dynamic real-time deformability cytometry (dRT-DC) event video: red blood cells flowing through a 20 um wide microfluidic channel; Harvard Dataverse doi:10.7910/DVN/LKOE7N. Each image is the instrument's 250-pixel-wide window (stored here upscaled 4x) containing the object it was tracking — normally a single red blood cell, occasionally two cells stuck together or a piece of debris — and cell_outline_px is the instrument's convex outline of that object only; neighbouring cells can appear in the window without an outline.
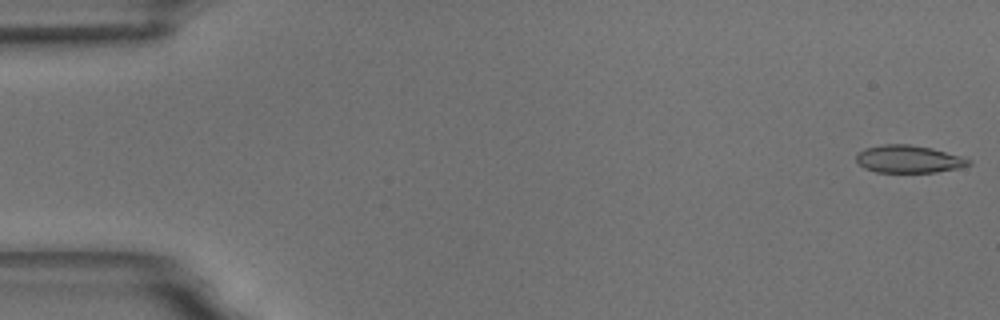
{"species": "common noctule bat (a hibernating species)", "species_latin": "Nyctalus noctula", "temperature_condition": "room temperature", "stored_images_in_passage": 55, "camera_frame_rate_fps": 3000, "um_per_image_px": 0.085, "animal": {"sex": "male", "body_mass_g": 18.8}, "frame": {"image": 1, "passage_image": 1, "time_ms": 0.0, "image_size_px": [1000, 320], "cell_outline_px": [[972, 164], [956, 168], [936, 172], [876, 172], [864, 168], [856, 160], [856, 152], [864, 148], [884, 144], [908, 144], [932, 148], [960, 156], [972, 160]], "centroid_in_image_um": [77.2, 13.52], "position_along_channel_um": 7.8, "area_um2": 18.03}}
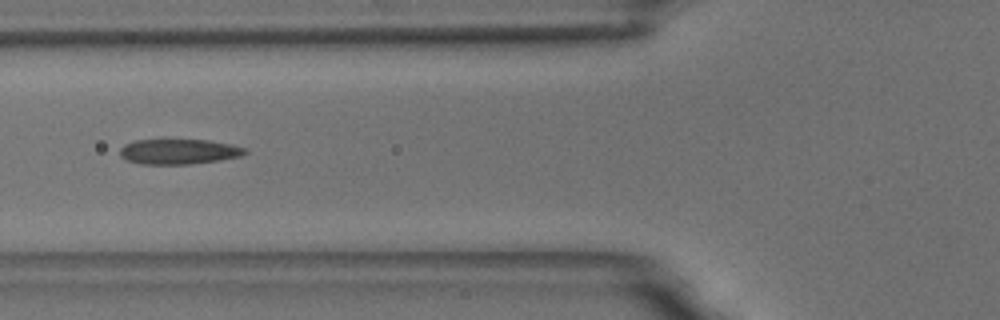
{"frame": {"image": 2, "passage_image": 21, "time_ms": 6.667, "image_size_px": [1000, 320], "cell_outline_px": [[248, 152], [240, 156], [220, 160], [188, 164], [140, 164], [128, 160], [120, 156], [120, 148], [124, 144], [136, 140], [208, 140], [232, 144], [244, 148]], "centroid_in_image_um": [15.19, 12.88], "position_along_channel_um": 110.6, "area_um2": 18.26}}
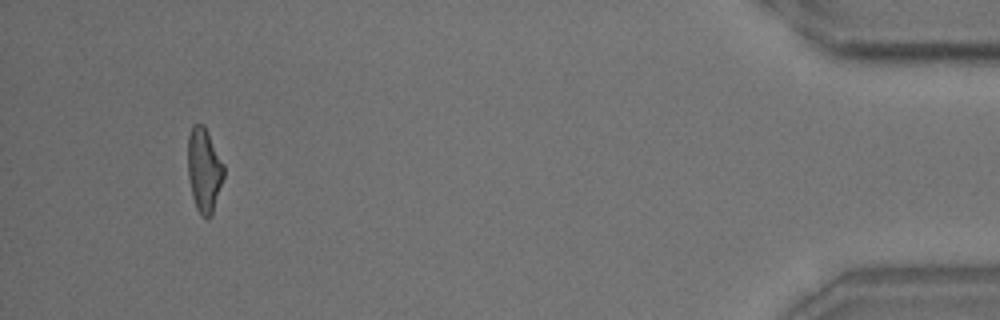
{"frame": {"image": 3, "passage_image": 52, "time_ms": 17.0, "image_size_px": [1000, 320], "cell_outline_px": [[224, 176], [212, 216], [208, 220], [200, 216], [196, 208], [192, 196], [188, 180], [188, 136], [192, 124], [204, 124], [224, 164]], "centroid_in_image_um": [17.34, 14.48], "position_along_channel_um": 417.9, "area_um2": 17.98}, "authors_computed_cell_mechanics": {"area_um2": 18.4382, "velocity_mm_per_s": 3.6674, "shape_relaxation_time_tau1_ms": 7.0142, "shape_relaxation_time_tau2_ms": 2.3548, "deformation_change_tau1": 0.1888, "deformation_change_tau2": 0.1154}}